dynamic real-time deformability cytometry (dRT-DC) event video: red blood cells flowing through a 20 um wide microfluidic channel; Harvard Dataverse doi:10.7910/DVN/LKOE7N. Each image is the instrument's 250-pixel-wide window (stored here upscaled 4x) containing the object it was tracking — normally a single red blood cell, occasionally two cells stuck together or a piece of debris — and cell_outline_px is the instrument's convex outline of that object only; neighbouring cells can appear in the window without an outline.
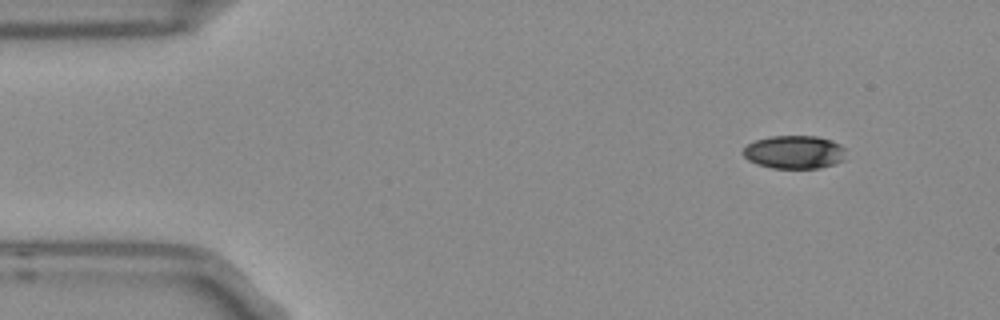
{"species": "Egyptian fruit bat (a non-hibernating species)", "species_latin": "Rousettus aegyptiacus", "temperature_condition": "room temperature", "stored_images_in_passage": 4, "camera_frame_rate_fps": 3000, "um_per_image_px": 0.085, "frame": {"image": 1, "passage_image": 1, "time_ms": 0.0, "image_size_px": [1000, 320], "cell_outline_px": [[844, 160], [820, 168], [772, 168], [756, 164], [748, 160], [740, 152], [748, 144], [756, 140], [768, 136], [816, 136], [832, 140], [840, 144], [844, 148]], "centroid_in_image_um": [67.49, 12.92], "position_along_channel_um": 17.5, "area_um2": 20.0}}